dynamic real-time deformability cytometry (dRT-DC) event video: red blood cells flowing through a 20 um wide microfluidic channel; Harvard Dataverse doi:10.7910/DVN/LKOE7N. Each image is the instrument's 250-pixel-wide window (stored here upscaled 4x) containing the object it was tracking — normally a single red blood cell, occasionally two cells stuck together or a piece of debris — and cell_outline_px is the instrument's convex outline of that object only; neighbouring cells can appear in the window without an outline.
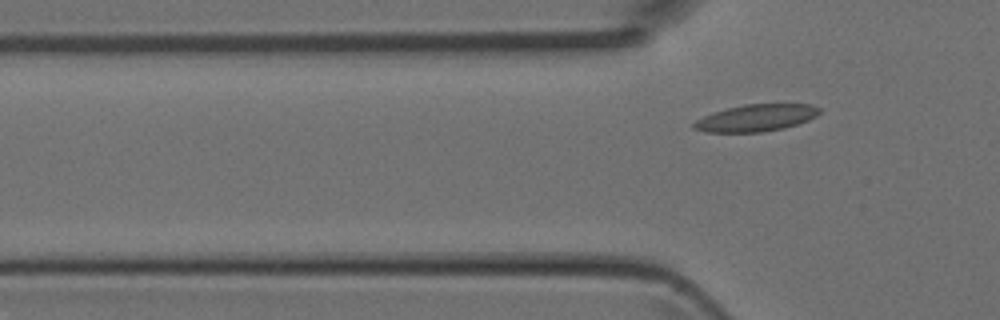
{"species": "Egyptian fruit bat (a non-hibernating species)", "species_latin": "Rousettus aegyptiacus", "temperature_condition": "room temperature", "stored_images_in_passage": 2, "camera_frame_rate_fps": 3000, "um_per_image_px": 0.085, "animal": {"sex": "female"}, "frame": {"image": 1, "passage_image": 2, "time_ms": 0.333, "image_size_px": [1000, 320], "cell_outline_px": [[820, 112], [816, 116], [808, 120], [784, 128], [760, 132], [708, 132], [692, 128], [692, 124], [696, 120], [712, 112], [744, 104], [812, 104], [820, 108]], "centroid_in_image_um": [64.26, 10.01], "position_along_channel_um": 61.5, "area_um2": 19.65}}